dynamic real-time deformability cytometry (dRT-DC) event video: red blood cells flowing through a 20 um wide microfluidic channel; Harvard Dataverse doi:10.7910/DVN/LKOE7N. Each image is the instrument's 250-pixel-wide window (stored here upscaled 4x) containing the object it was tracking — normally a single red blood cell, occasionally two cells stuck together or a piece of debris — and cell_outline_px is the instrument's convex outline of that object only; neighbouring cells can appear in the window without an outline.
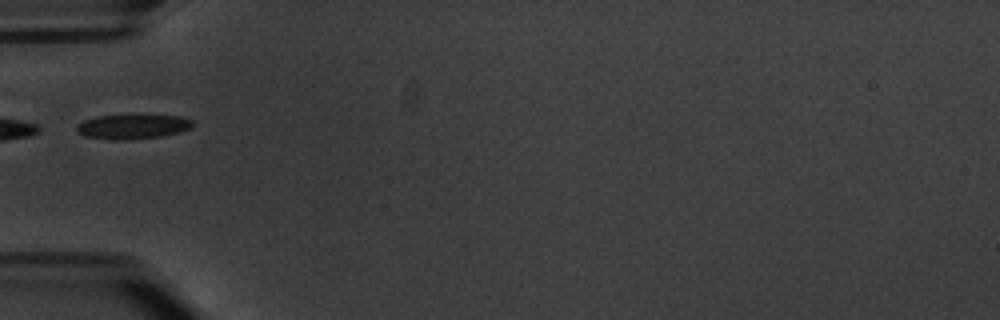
{"species": "common noctule bat (a hibernating species)", "species_latin": "Nyctalus noctula", "temperature_condition": "warm", "stored_images_in_passage": 6, "camera_frame_rate_fps": 3000, "um_per_image_px": 0.085, "animal": {"sex": "male", "body_mass_g": 20.1, "forearm_length_mm": 53.5}, "frame": {"image": 1, "passage_image": 5, "time_ms": 5.333, "image_size_px": [1000, 320], "cell_outline_px": [[192, 128], [180, 132], [160, 136], [128, 140], [112, 140], [84, 136], [76, 132], [76, 124], [84, 120], [96, 116], [180, 116], [192, 120]], "centroid_in_image_um": [11.23, 10.78], "position_along_channel_um": 73.8, "area_um2": 16.47}}